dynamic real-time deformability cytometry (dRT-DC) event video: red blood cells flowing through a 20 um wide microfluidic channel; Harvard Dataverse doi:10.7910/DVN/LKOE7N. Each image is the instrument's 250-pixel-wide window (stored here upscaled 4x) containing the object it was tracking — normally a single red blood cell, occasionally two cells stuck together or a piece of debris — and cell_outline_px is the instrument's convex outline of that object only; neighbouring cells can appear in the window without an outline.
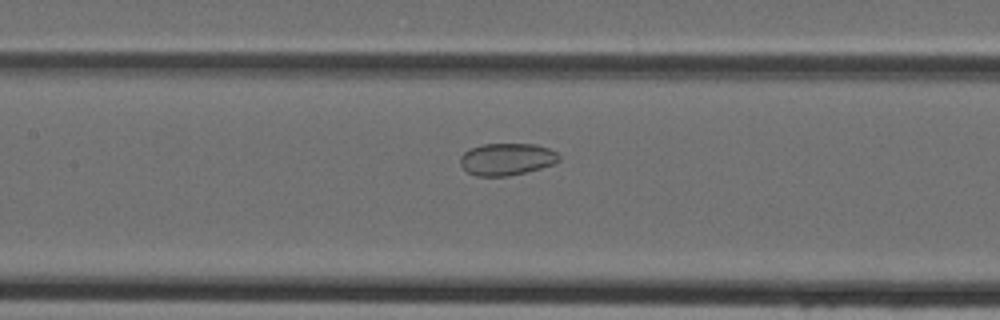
{"species": "Egyptian fruit bat (a non-hibernating species)", "species_latin": "Rousettus aegyptiacus", "temperature_condition": "cold", "stored_images_in_passage": 34, "camera_frame_rate_fps": 3000, "um_per_image_px": 0.085, "animal": {"sex": "female"}, "frame": {"image": 1, "passage_image": 12, "time_ms": 3.667, "image_size_px": [1000, 320], "cell_outline_px": [[560, 160], [552, 164], [540, 168], [508, 176], [476, 176], [468, 172], [460, 164], [460, 156], [464, 152], [472, 148], [484, 144], [536, 144], [548, 148], [556, 152], [560, 156]], "centroid_in_image_um": [43.07, 13.53], "position_along_channel_um": 164.3, "area_um2": 18.32}}
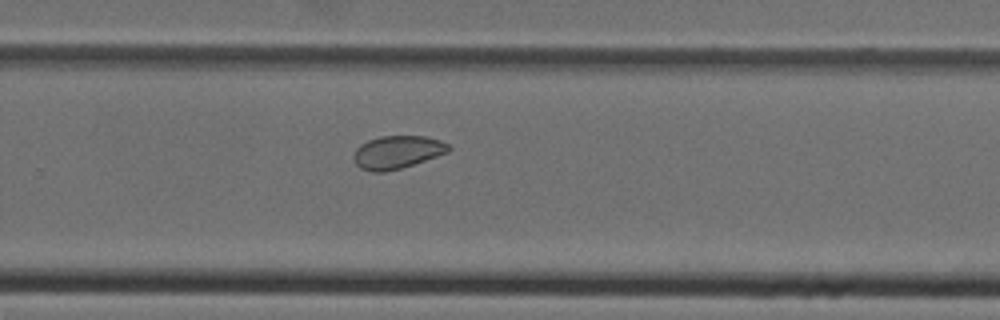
{"frame": {"image": 2, "passage_image": 21, "time_ms": 6.667, "image_size_px": [1000, 320], "cell_outline_px": [[452, 148], [448, 152], [400, 168], [384, 172], [372, 172], [360, 168], [356, 164], [352, 156], [356, 148], [360, 144], [368, 140], [380, 136], [424, 136], [440, 140], [448, 144]], "centroid_in_image_um": [33.73, 12.93], "position_along_channel_um": 296.1, "area_um2": 18.15}}
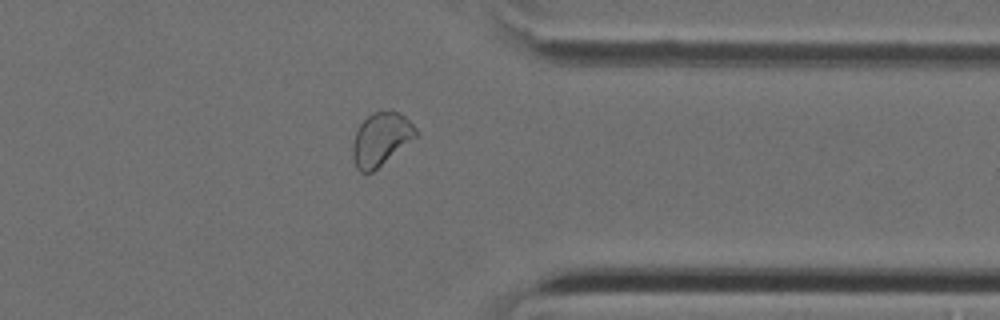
{"frame": {"image": 3, "passage_image": 27, "time_ms": 8.667, "image_size_px": [1000, 320], "cell_outline_px": [[416, 136], [372, 172], [360, 172], [356, 168], [352, 156], [352, 144], [356, 132], [360, 124], [372, 112], [392, 108], [400, 112], [416, 128]], "centroid_in_image_um": [32.35, 11.78], "position_along_channel_um": 379.1, "area_um2": 19.42}}